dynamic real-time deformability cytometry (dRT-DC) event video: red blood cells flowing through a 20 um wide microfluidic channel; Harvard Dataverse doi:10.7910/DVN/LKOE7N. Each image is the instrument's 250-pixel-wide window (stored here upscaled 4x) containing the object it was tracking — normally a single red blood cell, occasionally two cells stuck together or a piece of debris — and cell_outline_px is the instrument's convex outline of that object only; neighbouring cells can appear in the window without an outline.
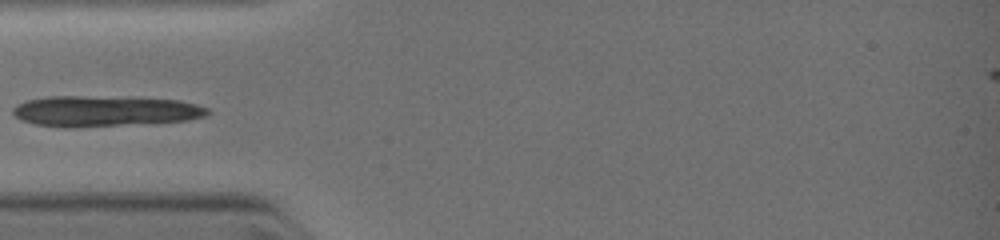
{"species": "common noctule bat (a hibernating species)", "species_latin": "Nyctalus noctula", "temperature_condition": "warm", "stored_images_in_passage": 6, "camera_frame_rate_fps": 3000, "um_per_image_px": 0.085, "animal": {"sex": "female", "body_mass_g": 19.0, "forearm_length_mm": 51.5}, "frame": {"image": 1, "passage_image": 5, "time_ms": 3.333, "image_size_px": [1000, 240], "cell_outline_px": [[212, 112], [208, 116], [188, 120], [68, 128], [64, 128], [36, 124], [20, 120], [12, 112], [12, 108], [16, 104], [28, 100], [48, 96], [80, 96], [180, 100], [196, 104], [208, 108]], "centroid_in_image_um": [8.88, 9.45], "position_along_channel_um": 76.1, "area_um2": 34.62}}